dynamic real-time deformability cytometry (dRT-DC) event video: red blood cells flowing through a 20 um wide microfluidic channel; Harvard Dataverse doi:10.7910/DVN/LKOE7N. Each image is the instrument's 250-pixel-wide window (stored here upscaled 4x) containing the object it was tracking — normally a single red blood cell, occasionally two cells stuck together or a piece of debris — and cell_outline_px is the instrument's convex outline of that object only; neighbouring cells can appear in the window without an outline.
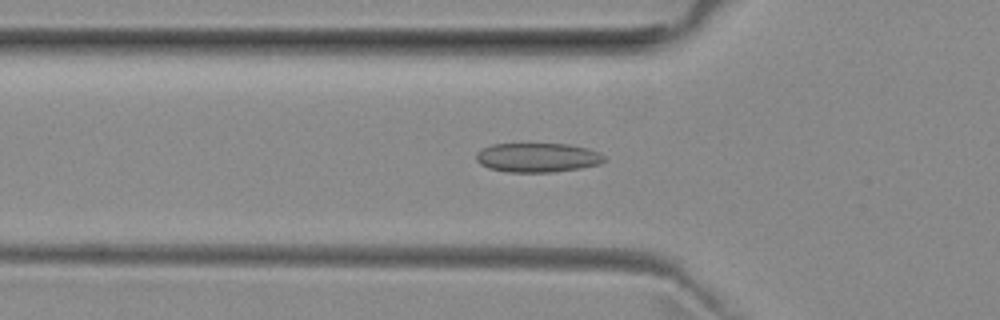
{"species": "common noctule bat (a hibernating species)", "species_latin": "Nyctalus noctula", "temperature_condition": "room temperature", "stored_images_in_passage": 40, "camera_frame_rate_fps": 3000, "um_per_image_px": 0.085, "animal": {"sex": "female", "body_mass_g": 29.2, "forearm_length_mm": 56.3}, "frame": {"image": 1, "passage_image": 12, "time_ms": 3.667, "image_size_px": [1000, 320], "cell_outline_px": [[608, 160], [600, 164], [580, 168], [552, 172], [508, 172], [488, 168], [480, 164], [476, 160], [476, 156], [484, 148], [492, 144], [568, 144], [588, 148], [600, 152]], "centroid_in_image_um": [45.74, 13.39], "position_along_channel_um": 80.1, "area_um2": 21.85}}
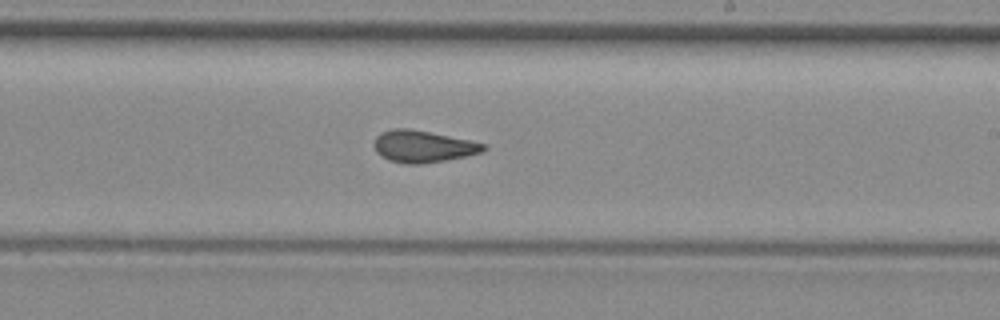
{"frame": {"image": 2, "passage_image": 25, "time_ms": 8.0, "image_size_px": [1000, 320], "cell_outline_px": [[488, 148], [484, 152], [448, 160], [420, 164], [404, 164], [388, 160], [376, 152], [372, 144], [376, 136], [380, 132], [392, 128], [408, 128], [488, 144]], "centroid_in_image_um": [35.94, 12.45], "position_along_channel_um": 253.1, "area_um2": 20.58}}
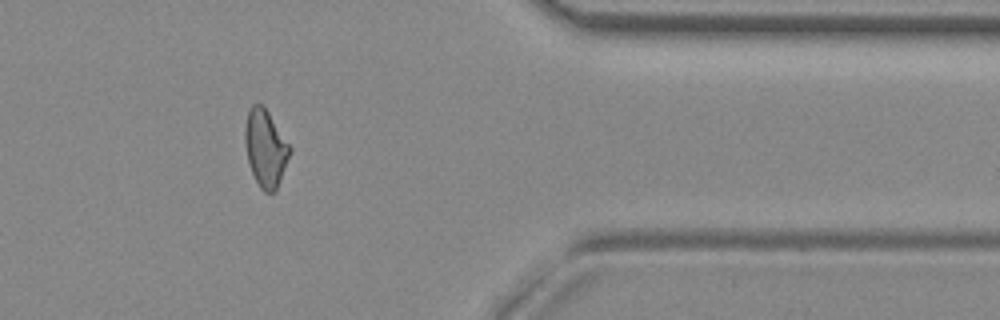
{"frame": {"image": 3, "passage_image": 37, "time_ms": 12.0, "image_size_px": [1000, 320], "cell_outline_px": [[292, 152], [276, 192], [264, 192], [260, 188], [252, 172], [248, 160], [244, 140], [244, 132], [248, 112], [252, 104], [260, 104], [268, 112], [292, 148]], "centroid_in_image_um": [22.59, 12.63], "position_along_channel_um": 388.8, "area_um2": 20.11}, "authors_computed_cell_mechanics": {"area_um2": 20.5768, "velocity_mm_per_s": 3.9752, "shape_relaxation_time_tau1_ms": null, "shape_relaxation_time_tau2_ms": 1.8792, "deformation_change_tau1": null, "deformation_change_tau2": 0.0798}}